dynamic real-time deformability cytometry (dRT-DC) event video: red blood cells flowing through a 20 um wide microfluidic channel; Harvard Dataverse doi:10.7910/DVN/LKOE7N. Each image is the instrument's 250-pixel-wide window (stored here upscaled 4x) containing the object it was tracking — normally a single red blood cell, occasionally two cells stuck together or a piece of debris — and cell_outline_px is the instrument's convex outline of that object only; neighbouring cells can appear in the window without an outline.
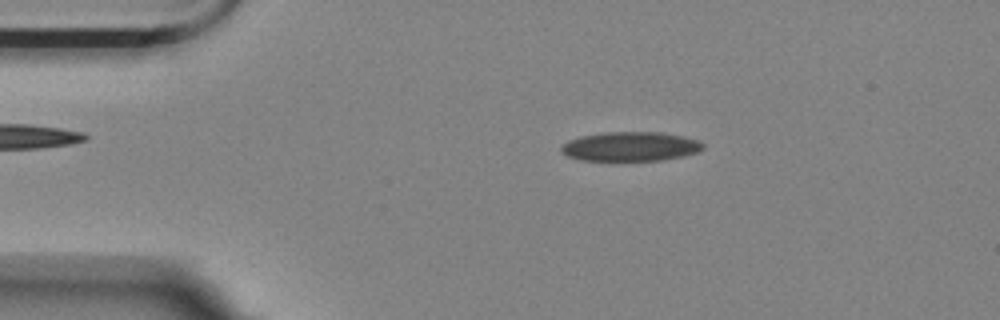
{"species": "Egyptian fruit bat (a non-hibernating species)", "species_latin": "Rousettus aegyptiacus", "temperature_condition": "room temperature", "stored_images_in_passage": 51, "camera_frame_rate_fps": 3000, "um_per_image_px": 0.085, "animal": {"sex": "female"}, "frame": {"image": 1, "passage_image": 5, "time_ms": 1.333, "image_size_px": [1000, 320], "cell_outline_px": [[704, 148], [696, 152], [664, 160], [580, 160], [568, 156], [560, 152], [560, 148], [568, 140], [580, 136], [608, 132], [660, 132], [680, 136], [696, 140], [704, 144]], "centroid_in_image_um": [53.54, 12.45], "position_along_channel_um": 31.5, "area_um2": 23.93}}
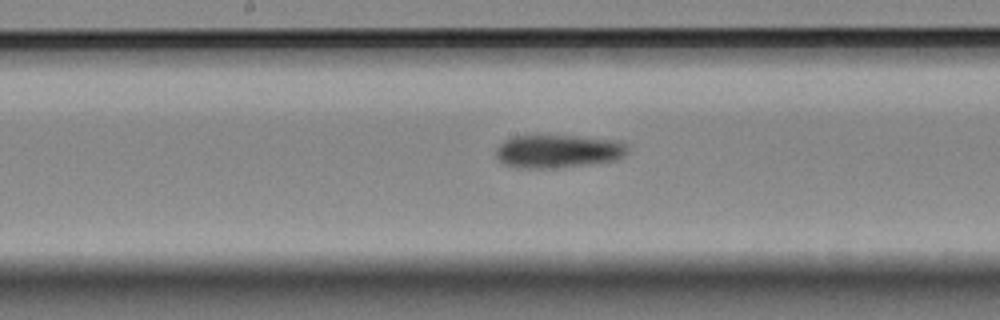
{"frame": {"image": 2, "passage_image": 23, "time_ms": 7.333, "image_size_px": [1000, 320], "cell_outline_px": [[628, 152], [624, 156], [616, 160], [592, 164], [552, 168], [516, 168], [504, 164], [496, 156], [496, 148], [504, 140], [512, 136], [576, 136], [620, 140], [628, 144]], "centroid_in_image_um": [47.47, 12.86], "position_along_channel_um": 200.7, "area_um2": 25.72}}
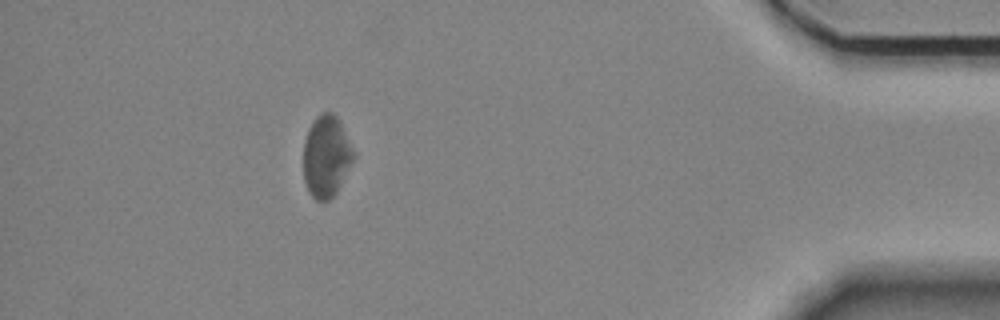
{"frame": {"image": 3, "passage_image": 45, "time_ms": 14.667, "image_size_px": [1000, 320], "cell_outline_px": [[356, 156], [336, 192], [328, 200], [316, 200], [312, 196], [304, 180], [304, 140], [308, 128], [312, 120], [320, 112], [332, 112], [336, 116]], "centroid_in_image_um": [27.72, 13.26], "position_along_channel_um": 407.5, "area_um2": 23.58}, "authors_computed_cell_mechanics": {"area_um2": 24.6228, "velocity_mm_per_s": 3.5183, "shape_relaxation_time_tau1_ms": null, "shape_relaxation_time_tau2_ms": 5.1101, "deformation_change_tau1": null, "deformation_change_tau2": 0.1087}}